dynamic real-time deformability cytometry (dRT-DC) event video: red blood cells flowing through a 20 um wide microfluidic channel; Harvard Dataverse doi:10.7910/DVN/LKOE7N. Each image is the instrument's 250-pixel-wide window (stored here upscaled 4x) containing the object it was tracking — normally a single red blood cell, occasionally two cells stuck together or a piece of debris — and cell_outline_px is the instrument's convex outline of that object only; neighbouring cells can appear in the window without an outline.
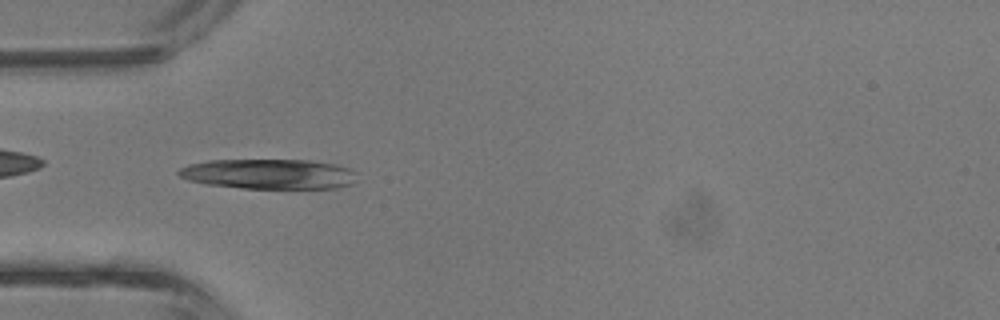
{"species": "common noctule bat (a hibernating species)", "species_latin": "Nyctalus noctula", "temperature_condition": "room temperature", "stored_images_in_passage": 35, "camera_frame_rate_fps": 3000, "um_per_image_px": 0.085, "animal": {"sex": "male", "body_mass_g": 13.3}, "frame": {"image": 1, "passage_image": 12, "time_ms": 3.667, "image_size_px": [1000, 320], "cell_outline_px": [[356, 172], [348, 184], [336, 188], [244, 188], [208, 184], [188, 180], [180, 176], [176, 172], [180, 168], [188, 164], [208, 160], [312, 160], [336, 164], [348, 168]], "centroid_in_image_um": [22.79, 14.77], "position_along_channel_um": 62.2, "area_um2": 30.92}}
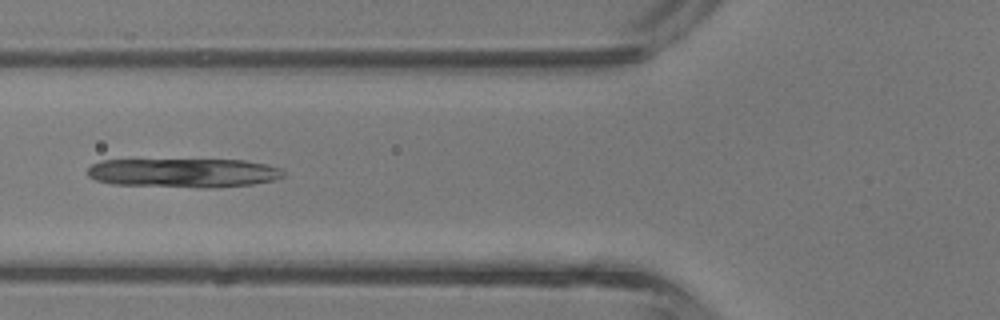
{"frame": {"image": 2, "passage_image": 15, "time_ms": 4.667, "image_size_px": [1000, 320], "cell_outline_px": [[284, 176], [272, 180], [252, 184], [212, 188], [204, 188], [112, 184], [96, 180], [88, 176], [88, 168], [92, 164], [100, 160], [244, 160], [264, 164], [280, 168], [284, 172]], "centroid_in_image_um": [15.58, 14.7], "position_along_channel_um": 110.2, "area_um2": 33.18}}
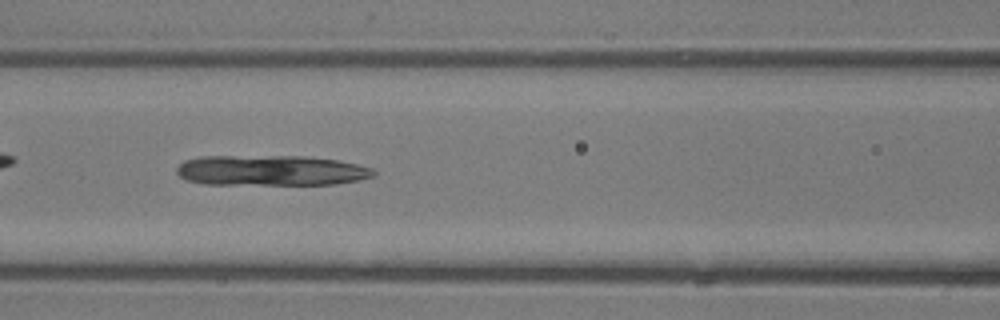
{"frame": {"image": 3, "passage_image": 17, "time_ms": 5.333, "image_size_px": [1000, 320], "cell_outline_px": [[376, 172], [372, 176], [356, 180], [332, 184], [204, 184], [188, 180], [180, 176], [176, 172], [176, 168], [184, 160], [200, 156], [304, 156], [336, 160], [356, 164], [372, 168]], "centroid_in_image_um": [22.98, 14.48], "position_along_channel_um": 143.6, "area_um2": 34.68}}